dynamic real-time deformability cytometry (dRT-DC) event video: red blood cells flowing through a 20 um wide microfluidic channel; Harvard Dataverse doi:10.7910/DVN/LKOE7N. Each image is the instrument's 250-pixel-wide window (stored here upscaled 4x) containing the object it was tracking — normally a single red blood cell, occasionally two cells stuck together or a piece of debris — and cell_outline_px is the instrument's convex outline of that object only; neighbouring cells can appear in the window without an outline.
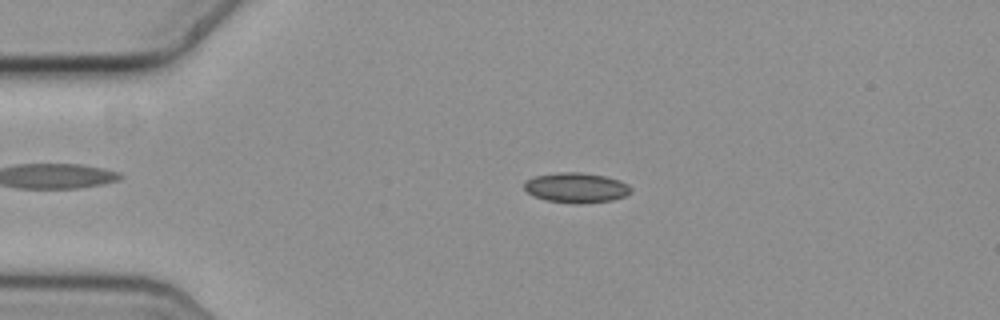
{"species": "common noctule bat (a hibernating species)", "species_latin": "Nyctalus noctula", "temperature_condition": "cold", "stored_images_in_passage": 56, "camera_frame_rate_fps": 3000, "um_per_image_px": 0.085, "animal": {"sex": "female", "body_mass_g": 19.3, "forearm_length_mm": 54.1}, "frame": {"image": 1, "passage_image": 12, "time_ms": 3.667, "image_size_px": [1000, 320], "cell_outline_px": [[632, 192], [624, 196], [612, 200], [580, 204], [544, 200], [532, 196], [524, 188], [524, 180], [536, 176], [560, 172], [580, 172], [604, 176], [620, 180], [628, 184], [632, 188]], "centroid_in_image_um": [48.97, 15.96], "position_along_channel_um": 36.0, "area_um2": 18.79}}
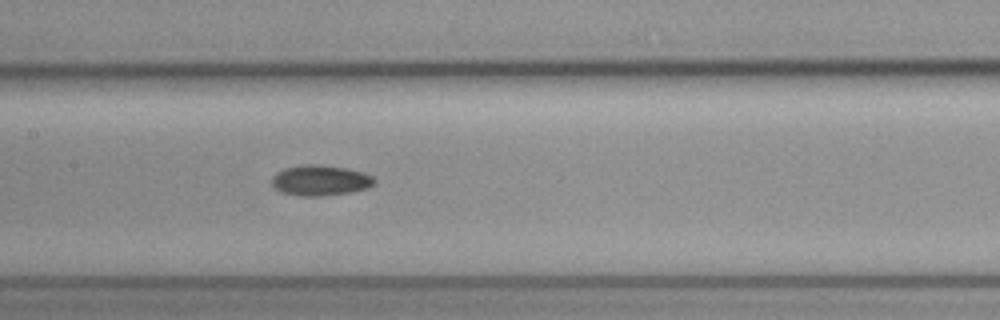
{"frame": {"image": 2, "passage_image": 27, "time_ms": 8.667, "image_size_px": [1000, 320], "cell_outline_px": [[376, 180], [368, 188], [352, 192], [324, 196], [300, 196], [280, 192], [272, 188], [272, 176], [276, 172], [284, 168], [300, 164], [320, 164], [348, 168], [364, 172], [372, 176]], "centroid_in_image_um": [27.19, 15.32], "position_along_channel_um": 180.2, "area_um2": 18.67}}
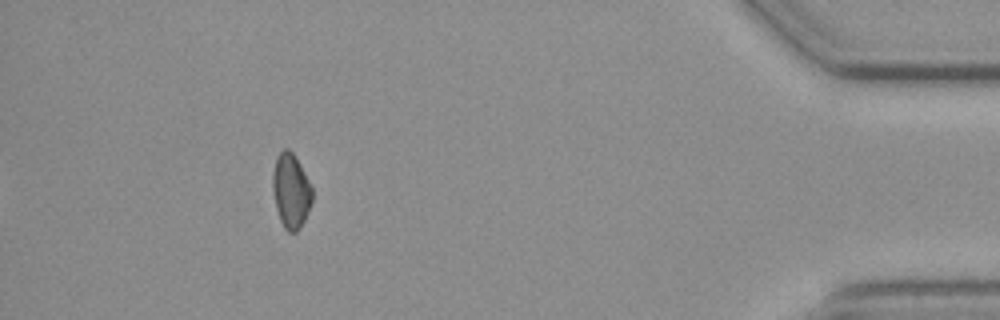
{"frame": {"image": 3, "passage_image": 51, "time_ms": 16.667, "image_size_px": [1000, 320], "cell_outline_px": [[312, 204], [304, 220], [296, 232], [288, 232], [284, 228], [280, 220], [276, 208], [272, 188], [272, 172], [276, 156], [284, 148], [288, 148], [296, 156], [312, 188]], "centroid_in_image_um": [24.72, 16.2], "position_along_channel_um": 410.5, "area_um2": 17.28}}